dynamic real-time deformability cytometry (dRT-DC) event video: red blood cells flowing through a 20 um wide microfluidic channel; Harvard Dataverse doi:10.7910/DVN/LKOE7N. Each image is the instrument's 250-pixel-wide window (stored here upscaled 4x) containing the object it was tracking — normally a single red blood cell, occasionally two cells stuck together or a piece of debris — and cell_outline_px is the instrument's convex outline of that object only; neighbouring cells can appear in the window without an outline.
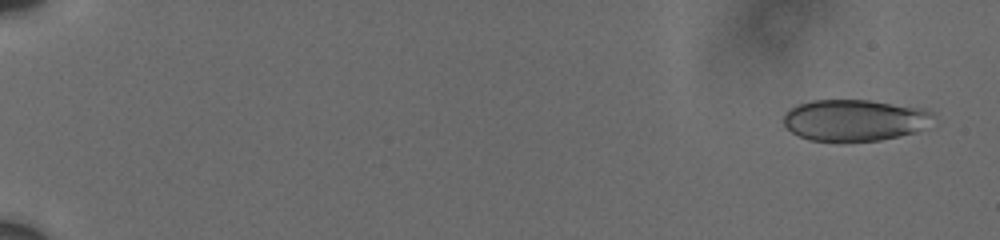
{"species": "human", "species_latin": "Homo sapiens", "temperature_condition": "cold", "stored_images_in_passage": 9, "camera_frame_rate_fps": 3000, "um_per_image_px": 0.085, "donor": {"sex": "male"}, "frame": {"image": 1, "passage_image": 1, "time_ms": 0.0, "image_size_px": [1000, 240], "cell_outline_px": [[932, 112], [916, 132], [880, 140], [808, 140], [792, 132], [784, 124], [784, 116], [792, 108], [800, 104], [812, 100], [872, 100], [920, 108]], "centroid_in_image_um": [72.55, 10.2], "position_along_channel_um": 12.4, "area_um2": 35.03}}
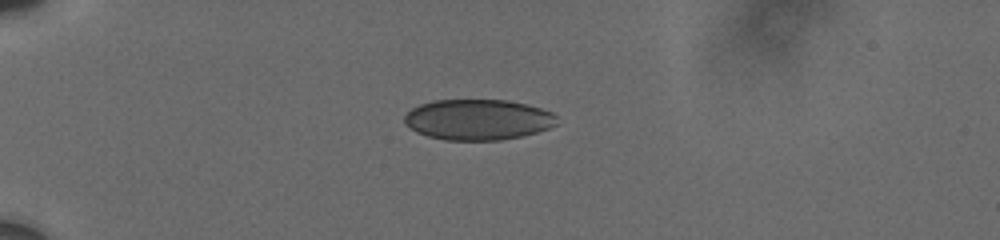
{"frame": {"image": 2, "passage_image": 6, "time_ms": 4.667, "image_size_px": [1000, 240], "cell_outline_px": [[556, 124], [548, 128], [536, 132], [520, 136], [500, 140], [444, 140], [428, 136], [416, 132], [404, 124], [404, 116], [412, 108], [420, 104], [432, 100], [504, 100], [528, 104], [552, 112], [556, 116]], "centroid_in_image_um": [40.59, 10.16], "position_along_channel_um": 44.4, "area_um2": 36.13}}
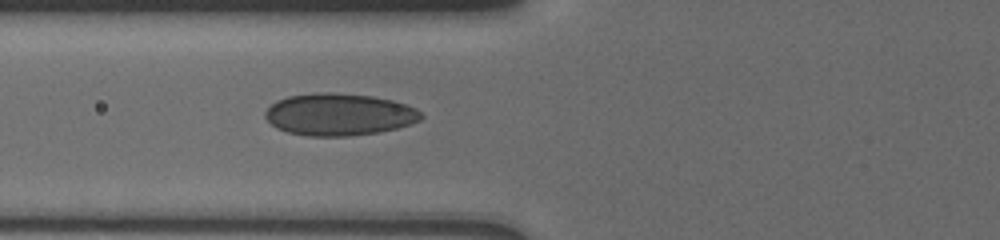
{"frame": {"image": 3, "passage_image": 9, "time_ms": 7.333, "image_size_px": [1000, 240], "cell_outline_px": [[424, 116], [420, 120], [412, 124], [380, 132], [348, 136], [308, 136], [288, 132], [276, 128], [264, 116], [264, 112], [276, 100], [288, 96], [312, 92], [332, 92], [372, 96], [392, 100], [416, 108]], "centroid_in_image_um": [28.81, 9.72], "position_along_channel_um": 97.0, "area_um2": 38.44}}